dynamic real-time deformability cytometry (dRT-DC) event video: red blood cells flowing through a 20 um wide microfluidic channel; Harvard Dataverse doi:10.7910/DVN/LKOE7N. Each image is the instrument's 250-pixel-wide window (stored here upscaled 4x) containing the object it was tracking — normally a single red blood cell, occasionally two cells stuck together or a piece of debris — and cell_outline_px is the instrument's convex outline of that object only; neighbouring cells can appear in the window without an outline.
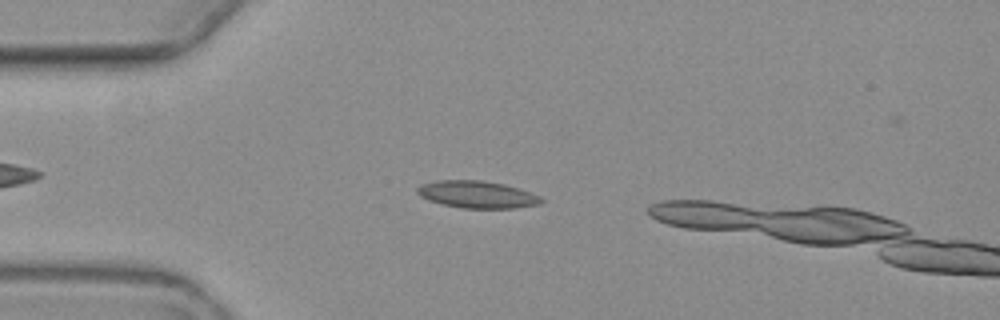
{"species": "common noctule bat (a hibernating species)", "species_latin": "Nyctalus noctula", "temperature_condition": "warm", "stored_images_in_passage": 2, "camera_frame_rate_fps": 3000, "um_per_image_px": 0.085, "animal": {"sex": "female", "body_mass_g": 19.3, "forearm_length_mm": 54.1}, "frame": {"image": 1, "passage_image": 1, "time_ms": 0.0, "image_size_px": [1000, 320], "cell_outline_px": [[544, 200], [540, 204], [516, 208], [460, 208], [440, 204], [428, 200], [420, 196], [416, 192], [416, 188], [420, 184], [436, 180], [480, 180], [504, 184], [520, 188], [540, 196]], "centroid_in_image_um": [40.53, 16.53], "position_along_channel_um": 44.5, "area_um2": 19.88}}